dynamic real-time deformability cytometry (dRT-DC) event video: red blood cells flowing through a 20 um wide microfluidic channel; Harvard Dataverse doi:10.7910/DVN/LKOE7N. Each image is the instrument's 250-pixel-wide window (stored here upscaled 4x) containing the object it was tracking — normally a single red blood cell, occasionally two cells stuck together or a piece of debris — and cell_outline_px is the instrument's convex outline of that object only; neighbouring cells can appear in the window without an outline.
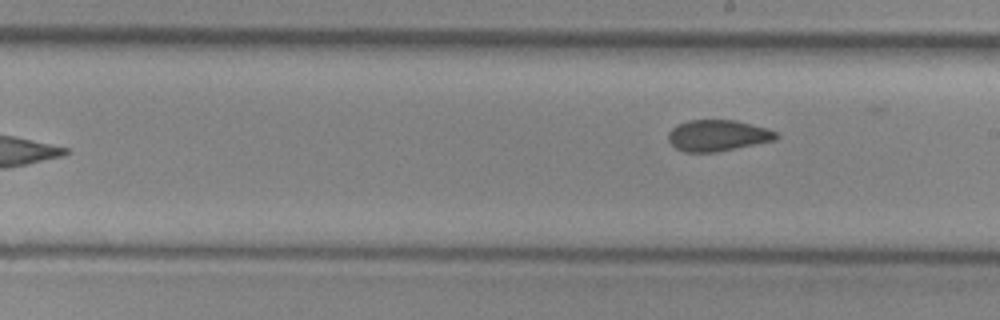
{"species": "common noctule bat (a hibernating species)", "species_latin": "Nyctalus noctula", "temperature_condition": "cold", "stored_images_in_passage": 10, "camera_frame_rate_fps": 3000, "um_per_image_px": 0.085, "animal": {"sex": "female", "body_mass_g": 29.2, "forearm_length_mm": 56.3}, "frame": {"image": 1, "passage_image": 10, "time_ms": 3.0, "image_size_px": [1000, 320], "cell_outline_px": [[780, 136], [776, 140], [716, 152], [684, 152], [676, 148], [668, 140], [668, 132], [672, 128], [688, 120], [736, 120], [768, 128], [776, 132]], "centroid_in_image_um": [61.03, 11.52], "position_along_channel_um": 228.0, "area_um2": 19.65}}